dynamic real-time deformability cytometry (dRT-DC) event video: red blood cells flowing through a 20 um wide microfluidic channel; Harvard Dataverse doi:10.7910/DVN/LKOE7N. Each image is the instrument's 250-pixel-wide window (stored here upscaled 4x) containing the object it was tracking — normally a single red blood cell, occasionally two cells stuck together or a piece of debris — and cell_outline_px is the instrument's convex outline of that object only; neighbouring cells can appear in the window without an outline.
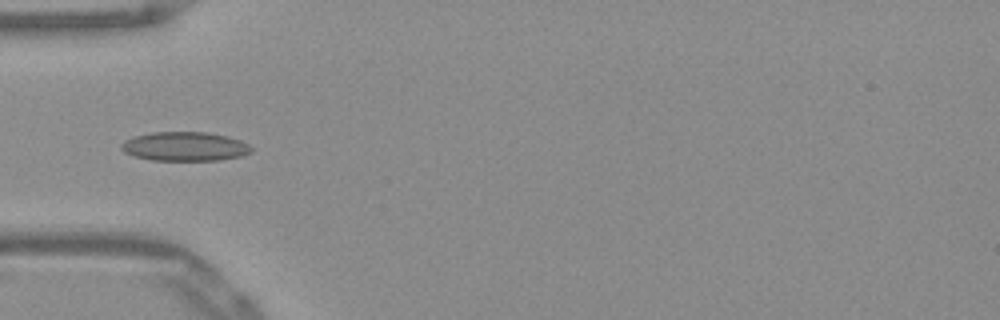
{"species": "Egyptian fruit bat (a non-hibernating species)", "species_latin": "Rousettus aegyptiacus", "temperature_condition": "warm", "stored_images_in_passage": 8, "camera_frame_rate_fps": 3000, "um_per_image_px": 0.085, "frame": {"image": 1, "passage_image": 1, "time_ms": 0.0, "image_size_px": [1000, 320], "cell_outline_px": [[252, 152], [240, 156], [220, 160], [152, 160], [136, 156], [124, 152], [120, 148], [120, 144], [124, 140], [136, 136], [152, 132], [208, 132], [228, 136], [240, 140], [248, 144], [252, 148]], "centroid_in_image_um": [15.72, 12.44], "position_along_channel_um": 69.3, "area_um2": 22.02}}